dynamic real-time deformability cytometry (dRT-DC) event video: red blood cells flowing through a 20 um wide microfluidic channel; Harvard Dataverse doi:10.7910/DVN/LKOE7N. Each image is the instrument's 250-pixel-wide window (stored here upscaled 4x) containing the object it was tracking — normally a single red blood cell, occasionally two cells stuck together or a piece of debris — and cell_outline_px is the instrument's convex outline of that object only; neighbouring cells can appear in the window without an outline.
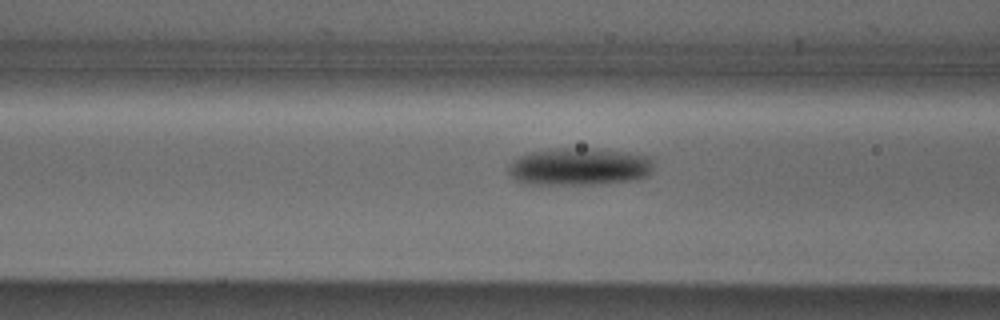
{"species": "Egyptian fruit bat (a non-hibernating species)", "species_latin": "Rousettus aegyptiacus", "temperature_condition": "cold", "stored_images_in_passage": 12, "camera_frame_rate_fps": 3000, "um_per_image_px": 0.085, "animal": {"sex": "male"}, "frame": {"image": 1, "passage_image": 10, "time_ms": 3.0, "image_size_px": [1000, 320], "cell_outline_px": [[652, 172], [648, 176], [636, 180], [592, 184], [524, 184], [516, 180], [508, 172], [508, 168], [512, 160], [520, 156], [532, 152], [556, 148], [588, 148], [628, 152], [652, 156]], "centroid_in_image_um": [49.27, 14.16], "position_along_channel_um": 117.3, "area_um2": 31.91}}